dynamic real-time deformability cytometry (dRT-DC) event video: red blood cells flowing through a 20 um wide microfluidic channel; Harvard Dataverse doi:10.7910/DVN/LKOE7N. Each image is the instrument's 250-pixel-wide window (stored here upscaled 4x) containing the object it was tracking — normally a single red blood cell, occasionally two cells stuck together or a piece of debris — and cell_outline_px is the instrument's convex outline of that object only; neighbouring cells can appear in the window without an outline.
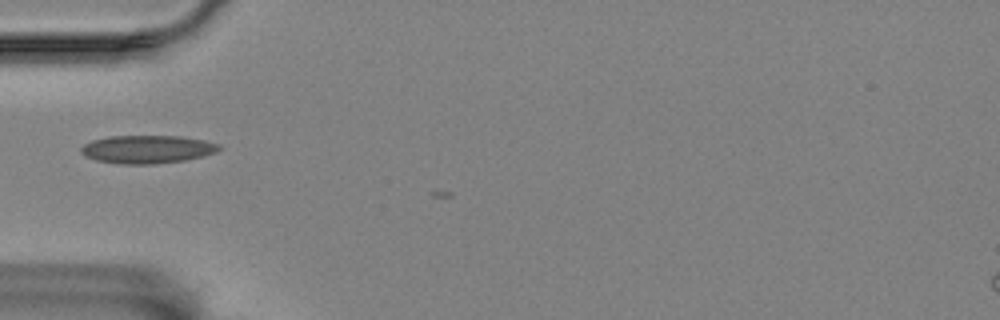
{"species": "Egyptian fruit bat (a non-hibernating species)", "species_latin": "Rousettus aegyptiacus", "temperature_condition": "room temperature", "stored_images_in_passage": 8, "camera_frame_rate_fps": 3000, "um_per_image_px": 0.085, "animal": {"sex": "female"}, "frame": {"image": 1, "passage_image": 7, "time_ms": 2.0, "image_size_px": [1000, 320], "cell_outline_px": [[220, 148], [216, 152], [204, 156], [184, 160], [156, 164], [120, 164], [96, 160], [84, 156], [80, 152], [80, 148], [84, 144], [92, 140], [108, 136], [180, 136], [204, 140], [220, 144]], "centroid_in_image_um": [12.5, 12.69], "position_along_channel_um": 72.5, "area_um2": 22.72}}